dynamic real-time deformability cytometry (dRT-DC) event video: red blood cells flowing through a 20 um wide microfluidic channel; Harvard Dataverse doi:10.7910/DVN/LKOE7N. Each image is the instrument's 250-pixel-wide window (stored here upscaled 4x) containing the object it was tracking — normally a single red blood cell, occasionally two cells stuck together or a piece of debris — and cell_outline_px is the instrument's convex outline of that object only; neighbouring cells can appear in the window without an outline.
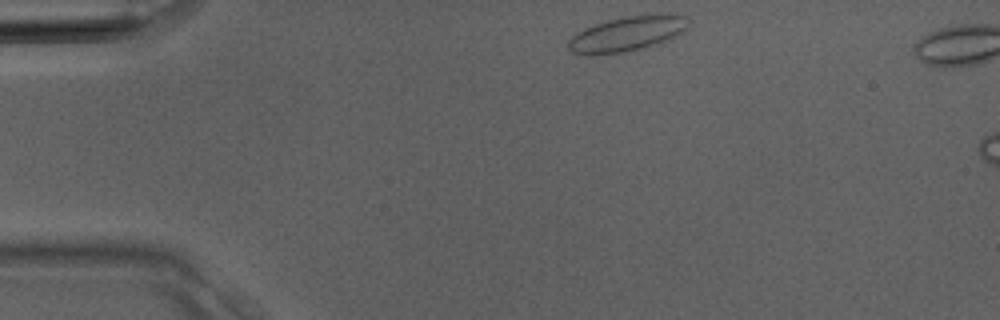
{"species": "Egyptian fruit bat (a non-hibernating species)", "species_latin": "Rousettus aegyptiacus", "temperature_condition": "room temperature", "stored_images_in_passage": 5, "camera_frame_rate_fps": 3000, "um_per_image_px": 0.085, "animal": {"sex": "male"}, "frame": {"image": 1, "passage_image": 1, "time_ms": 0.0, "image_size_px": [1000, 320], "cell_outline_px": [[688, 20], [684, 28], [672, 40], [644, 48], [624, 52], [596, 56], [588, 56], [572, 52], [568, 48], [568, 40], [576, 32], [584, 28], [608, 20], [628, 16], [660, 12], [668, 12], [688, 16]], "centroid_in_image_um": [53.32, 2.87], "position_along_channel_um": 31.7, "area_um2": 25.09}}